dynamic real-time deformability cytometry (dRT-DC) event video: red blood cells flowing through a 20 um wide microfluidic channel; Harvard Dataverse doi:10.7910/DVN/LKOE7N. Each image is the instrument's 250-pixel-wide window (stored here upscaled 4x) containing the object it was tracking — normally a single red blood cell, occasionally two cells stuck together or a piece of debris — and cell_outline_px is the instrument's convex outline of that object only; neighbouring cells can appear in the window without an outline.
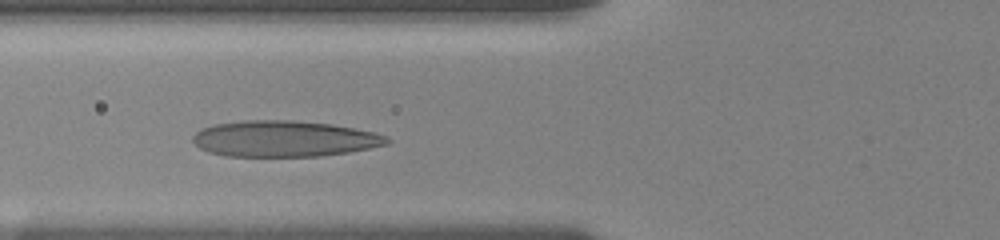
{"species": "human", "species_latin": "Homo sapiens", "temperature_condition": "room temperature", "stored_images_in_passage": 38, "camera_frame_rate_fps": 3000, "um_per_image_px": 0.085, "donor": {"sex": "female"}, "frame": {"image": 1, "passage_image": 12, "time_ms": 3.667, "image_size_px": [1000, 240], "cell_outline_px": [[392, 140], [388, 144], [348, 152], [320, 156], [224, 156], [208, 152], [200, 148], [192, 140], [192, 136], [196, 132], [212, 124], [244, 120], [292, 120], [332, 124], [372, 132], [388, 136]], "centroid_in_image_um": [24.14, 11.79], "position_along_channel_um": 101.7, "area_um2": 40.81}}
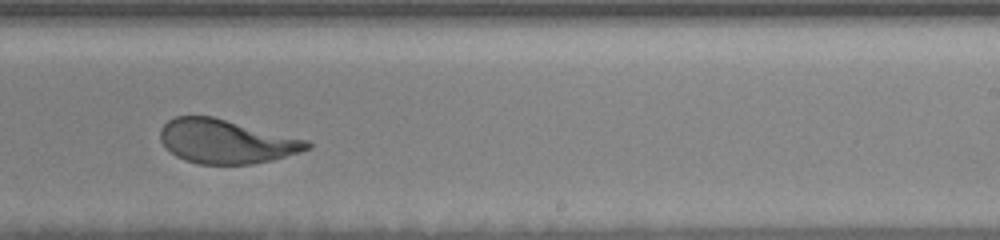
{"frame": {"image": 2, "passage_image": 26, "time_ms": 8.333, "image_size_px": [1000, 240], "cell_outline_px": [[312, 148], [300, 152], [272, 160], [252, 164], [200, 164], [184, 160], [176, 156], [164, 148], [160, 140], [160, 128], [168, 120], [176, 116], [212, 116], [308, 140], [312, 144]], "centroid_in_image_um": [19.2, 12.02], "position_along_channel_um": 269.8, "area_um2": 37.74}}
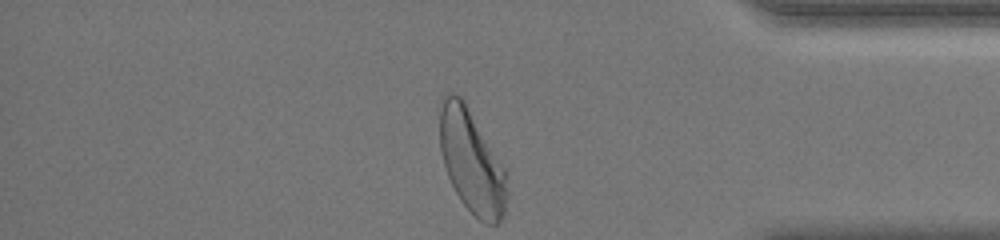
{"frame": {"image": 3, "passage_image": 38, "time_ms": 12.333, "image_size_px": [1000, 240], "cell_outline_px": [[508, 196], [504, 216], [496, 224], [488, 224], [480, 220], [460, 200], [448, 176], [444, 164], [440, 148], [440, 108], [444, 96], [448, 92], [452, 92], [460, 96], [464, 100], [508, 172]], "centroid_in_image_um": [40.13, 13.74], "position_along_channel_um": 395.1, "area_um2": 40.69}, "authors_computed_cell_mechanics": {"area_um2": 39.2462, "velocity_mm_per_s": 3.5993, "shape_relaxation_time_tau1_ms": 3.6963, "shape_relaxation_time_tau2_ms": 0.9524, "deformation_change_tau1": 0.2194, "deformation_change_tau2": 0.0817}}